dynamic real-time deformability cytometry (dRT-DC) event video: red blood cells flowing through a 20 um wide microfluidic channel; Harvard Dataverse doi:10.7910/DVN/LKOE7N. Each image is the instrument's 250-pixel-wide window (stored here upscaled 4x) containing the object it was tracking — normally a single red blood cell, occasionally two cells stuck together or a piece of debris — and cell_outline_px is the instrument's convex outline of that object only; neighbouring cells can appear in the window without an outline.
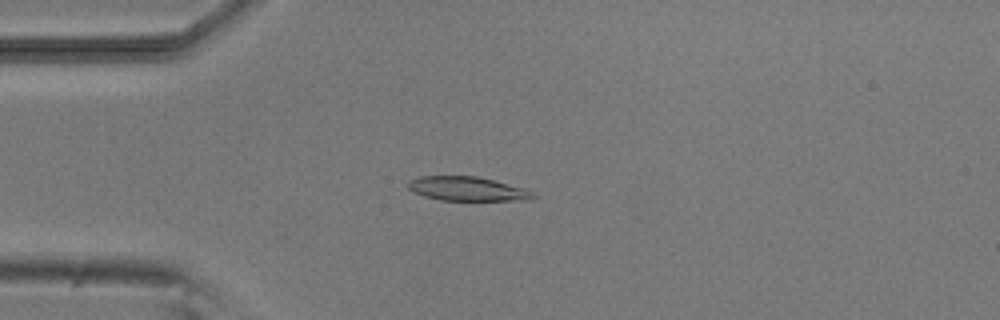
{"species": "common noctule bat (a hibernating species)", "species_latin": "Nyctalus noctula", "temperature_condition": "room temperature", "stored_images_in_passage": 7, "camera_frame_rate_fps": 3000, "um_per_image_px": 0.085, "animal": {"sex": "male", "body_mass_g": 20.5, "forearm_length_mm": 52.5}, "frame": {"image": 1, "passage_image": 3, "time_ms": 3.333, "image_size_px": [1000, 320], "cell_outline_px": [[536, 196], [532, 200], [440, 200], [424, 196], [412, 192], [408, 188], [408, 180], [420, 176], [476, 176], [524, 188], [532, 192]], "centroid_in_image_um": [39.68, 16.05], "position_along_channel_um": 45.3, "area_um2": 17.51}}
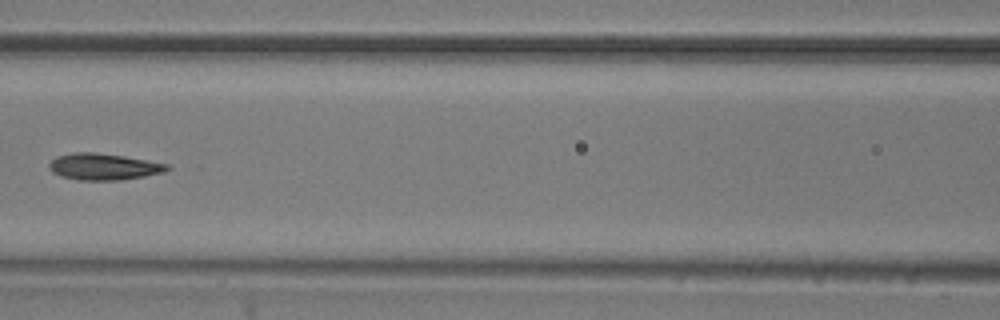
{"frame": {"image": 2, "passage_image": 6, "time_ms": 6.667, "image_size_px": [1000, 320], "cell_outline_px": [[172, 168], [164, 172], [144, 176], [120, 180], [80, 180], [60, 176], [52, 172], [48, 168], [48, 164], [56, 156], [76, 152], [96, 152], [124, 156], [168, 164]], "centroid_in_image_um": [8.79, 14.16], "position_along_channel_um": 157.8, "area_um2": 18.26}}
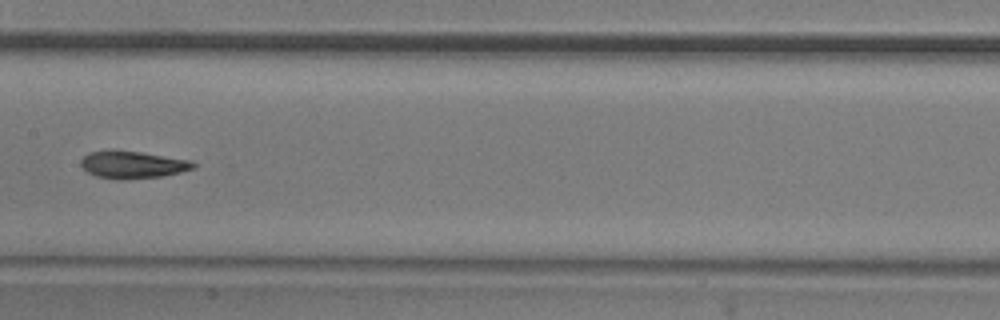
{"frame": {"image": 3, "passage_image": 7, "time_ms": 7.667, "image_size_px": [1000, 320], "cell_outline_px": [[196, 168], [180, 172], [160, 176], [124, 180], [116, 180], [96, 176], [88, 172], [80, 164], [80, 160], [88, 152], [108, 148], [112, 148], [140, 152], [192, 160], [196, 164]], "centroid_in_image_um": [11.23, 13.97], "position_along_channel_um": 196.2, "area_um2": 18.38}}